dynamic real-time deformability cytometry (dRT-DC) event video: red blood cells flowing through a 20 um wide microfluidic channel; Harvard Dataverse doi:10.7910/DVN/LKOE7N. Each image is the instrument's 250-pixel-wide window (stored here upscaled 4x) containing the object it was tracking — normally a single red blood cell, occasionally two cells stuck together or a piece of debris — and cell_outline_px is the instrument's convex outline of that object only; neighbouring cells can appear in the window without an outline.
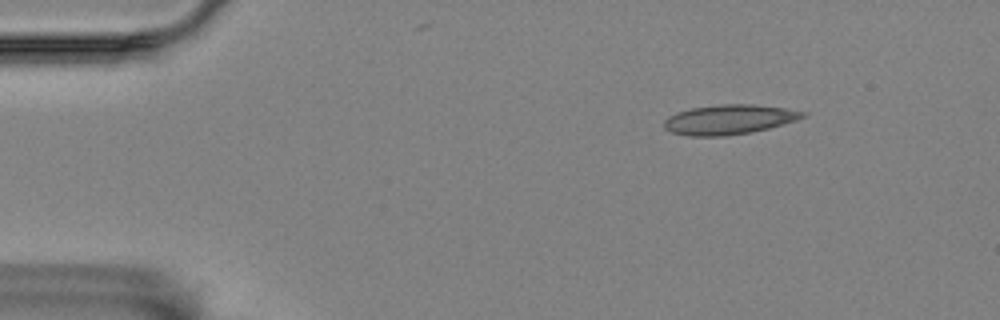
{"species": "Egyptian fruit bat (a non-hibernating species)", "species_latin": "Rousettus aegyptiacus", "temperature_condition": "room temperature", "stored_images_in_passage": 3, "camera_frame_rate_fps": 3000, "um_per_image_px": 0.085, "animal": {"sex": "female"}, "frame": {"image": 1, "passage_image": 1, "time_ms": 0.0, "image_size_px": [1000, 320], "cell_outline_px": [[808, 116], [796, 120], [768, 128], [748, 132], [724, 136], [688, 136], [672, 132], [664, 128], [664, 120], [668, 116], [676, 112], [692, 108], [720, 104], [752, 104], [784, 108], [808, 112]], "centroid_in_image_um": [61.96, 10.15], "position_along_channel_um": 23.0, "area_um2": 23.93}}